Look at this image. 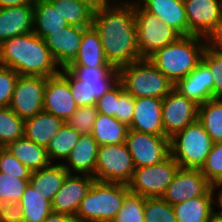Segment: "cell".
Here are the masks:
<instances>
[{
    "instance_id": "obj_1",
    "label": "cell",
    "mask_w": 222,
    "mask_h": 222,
    "mask_svg": "<svg viewBox=\"0 0 222 222\" xmlns=\"http://www.w3.org/2000/svg\"><path fill=\"white\" fill-rule=\"evenodd\" d=\"M92 26L98 32L105 58L112 66L119 68L141 59L134 2L105 5L94 10Z\"/></svg>"
},
{
    "instance_id": "obj_2",
    "label": "cell",
    "mask_w": 222,
    "mask_h": 222,
    "mask_svg": "<svg viewBox=\"0 0 222 222\" xmlns=\"http://www.w3.org/2000/svg\"><path fill=\"white\" fill-rule=\"evenodd\" d=\"M0 65L22 76L48 78L60 72L44 39L33 31L4 40L0 44Z\"/></svg>"
},
{
    "instance_id": "obj_3",
    "label": "cell",
    "mask_w": 222,
    "mask_h": 222,
    "mask_svg": "<svg viewBox=\"0 0 222 222\" xmlns=\"http://www.w3.org/2000/svg\"><path fill=\"white\" fill-rule=\"evenodd\" d=\"M209 43L204 37L181 36L155 52L148 60L175 85L197 67Z\"/></svg>"
},
{
    "instance_id": "obj_4",
    "label": "cell",
    "mask_w": 222,
    "mask_h": 222,
    "mask_svg": "<svg viewBox=\"0 0 222 222\" xmlns=\"http://www.w3.org/2000/svg\"><path fill=\"white\" fill-rule=\"evenodd\" d=\"M129 192L126 184L95 180L81 200L76 213L78 221L112 222Z\"/></svg>"
},
{
    "instance_id": "obj_5",
    "label": "cell",
    "mask_w": 222,
    "mask_h": 222,
    "mask_svg": "<svg viewBox=\"0 0 222 222\" xmlns=\"http://www.w3.org/2000/svg\"><path fill=\"white\" fill-rule=\"evenodd\" d=\"M119 82L134 98L163 99L173 89V83L148 59H140L118 68Z\"/></svg>"
},
{
    "instance_id": "obj_6",
    "label": "cell",
    "mask_w": 222,
    "mask_h": 222,
    "mask_svg": "<svg viewBox=\"0 0 222 222\" xmlns=\"http://www.w3.org/2000/svg\"><path fill=\"white\" fill-rule=\"evenodd\" d=\"M213 142L197 120L170 138V155L181 168L201 169Z\"/></svg>"
},
{
    "instance_id": "obj_7",
    "label": "cell",
    "mask_w": 222,
    "mask_h": 222,
    "mask_svg": "<svg viewBox=\"0 0 222 222\" xmlns=\"http://www.w3.org/2000/svg\"><path fill=\"white\" fill-rule=\"evenodd\" d=\"M134 13L141 59H148L155 52L181 37L175 29L146 11L136 0L134 1Z\"/></svg>"
},
{
    "instance_id": "obj_8",
    "label": "cell",
    "mask_w": 222,
    "mask_h": 222,
    "mask_svg": "<svg viewBox=\"0 0 222 222\" xmlns=\"http://www.w3.org/2000/svg\"><path fill=\"white\" fill-rule=\"evenodd\" d=\"M188 21V36L222 42V0H183Z\"/></svg>"
},
{
    "instance_id": "obj_9",
    "label": "cell",
    "mask_w": 222,
    "mask_h": 222,
    "mask_svg": "<svg viewBox=\"0 0 222 222\" xmlns=\"http://www.w3.org/2000/svg\"><path fill=\"white\" fill-rule=\"evenodd\" d=\"M135 170L126 143L98 147L95 173L96 181L128 184Z\"/></svg>"
},
{
    "instance_id": "obj_10",
    "label": "cell",
    "mask_w": 222,
    "mask_h": 222,
    "mask_svg": "<svg viewBox=\"0 0 222 222\" xmlns=\"http://www.w3.org/2000/svg\"><path fill=\"white\" fill-rule=\"evenodd\" d=\"M179 168L171 155L159 164L135 168L128 189L145 198L162 197Z\"/></svg>"
},
{
    "instance_id": "obj_11",
    "label": "cell",
    "mask_w": 222,
    "mask_h": 222,
    "mask_svg": "<svg viewBox=\"0 0 222 222\" xmlns=\"http://www.w3.org/2000/svg\"><path fill=\"white\" fill-rule=\"evenodd\" d=\"M135 168L152 166L170 156V138L128 129L126 141Z\"/></svg>"
},
{
    "instance_id": "obj_12",
    "label": "cell",
    "mask_w": 222,
    "mask_h": 222,
    "mask_svg": "<svg viewBox=\"0 0 222 222\" xmlns=\"http://www.w3.org/2000/svg\"><path fill=\"white\" fill-rule=\"evenodd\" d=\"M45 85V77L19 75L9 108L24 120L42 112Z\"/></svg>"
},
{
    "instance_id": "obj_13",
    "label": "cell",
    "mask_w": 222,
    "mask_h": 222,
    "mask_svg": "<svg viewBox=\"0 0 222 222\" xmlns=\"http://www.w3.org/2000/svg\"><path fill=\"white\" fill-rule=\"evenodd\" d=\"M77 108L69 88L67 68H62L58 74L46 78L43 111L66 122Z\"/></svg>"
},
{
    "instance_id": "obj_14",
    "label": "cell",
    "mask_w": 222,
    "mask_h": 222,
    "mask_svg": "<svg viewBox=\"0 0 222 222\" xmlns=\"http://www.w3.org/2000/svg\"><path fill=\"white\" fill-rule=\"evenodd\" d=\"M198 107L194 101L173 89L162 101V121L165 136L171 138L198 120Z\"/></svg>"
},
{
    "instance_id": "obj_15",
    "label": "cell",
    "mask_w": 222,
    "mask_h": 222,
    "mask_svg": "<svg viewBox=\"0 0 222 222\" xmlns=\"http://www.w3.org/2000/svg\"><path fill=\"white\" fill-rule=\"evenodd\" d=\"M211 187L200 169L180 167L162 198L173 206L200 197Z\"/></svg>"
},
{
    "instance_id": "obj_16",
    "label": "cell",
    "mask_w": 222,
    "mask_h": 222,
    "mask_svg": "<svg viewBox=\"0 0 222 222\" xmlns=\"http://www.w3.org/2000/svg\"><path fill=\"white\" fill-rule=\"evenodd\" d=\"M94 181L89 175L68 174L51 202L53 212L76 216L81 200Z\"/></svg>"
},
{
    "instance_id": "obj_17",
    "label": "cell",
    "mask_w": 222,
    "mask_h": 222,
    "mask_svg": "<svg viewBox=\"0 0 222 222\" xmlns=\"http://www.w3.org/2000/svg\"><path fill=\"white\" fill-rule=\"evenodd\" d=\"M85 28L87 27L68 25L57 32H52L44 39L60 69L67 68L78 55Z\"/></svg>"
},
{
    "instance_id": "obj_18",
    "label": "cell",
    "mask_w": 222,
    "mask_h": 222,
    "mask_svg": "<svg viewBox=\"0 0 222 222\" xmlns=\"http://www.w3.org/2000/svg\"><path fill=\"white\" fill-rule=\"evenodd\" d=\"M67 69L89 89V106L119 82V72L116 67H85L68 66Z\"/></svg>"
},
{
    "instance_id": "obj_19",
    "label": "cell",
    "mask_w": 222,
    "mask_h": 222,
    "mask_svg": "<svg viewBox=\"0 0 222 222\" xmlns=\"http://www.w3.org/2000/svg\"><path fill=\"white\" fill-rule=\"evenodd\" d=\"M163 99L152 97L135 98L133 119L128 126L131 130L165 136L162 121Z\"/></svg>"
},
{
    "instance_id": "obj_20",
    "label": "cell",
    "mask_w": 222,
    "mask_h": 222,
    "mask_svg": "<svg viewBox=\"0 0 222 222\" xmlns=\"http://www.w3.org/2000/svg\"><path fill=\"white\" fill-rule=\"evenodd\" d=\"M174 89L198 105L214 99V81L209 67L201 60L188 76L174 85Z\"/></svg>"
},
{
    "instance_id": "obj_21",
    "label": "cell",
    "mask_w": 222,
    "mask_h": 222,
    "mask_svg": "<svg viewBox=\"0 0 222 222\" xmlns=\"http://www.w3.org/2000/svg\"><path fill=\"white\" fill-rule=\"evenodd\" d=\"M33 28V5L0 8V44L4 40L30 33Z\"/></svg>"
},
{
    "instance_id": "obj_22",
    "label": "cell",
    "mask_w": 222,
    "mask_h": 222,
    "mask_svg": "<svg viewBox=\"0 0 222 222\" xmlns=\"http://www.w3.org/2000/svg\"><path fill=\"white\" fill-rule=\"evenodd\" d=\"M146 11L175 29L181 36H188V21L183 0H136Z\"/></svg>"
},
{
    "instance_id": "obj_23",
    "label": "cell",
    "mask_w": 222,
    "mask_h": 222,
    "mask_svg": "<svg viewBox=\"0 0 222 222\" xmlns=\"http://www.w3.org/2000/svg\"><path fill=\"white\" fill-rule=\"evenodd\" d=\"M98 143L92 134L81 135L77 145L72 149L62 164L69 174L89 175L95 173Z\"/></svg>"
},
{
    "instance_id": "obj_24",
    "label": "cell",
    "mask_w": 222,
    "mask_h": 222,
    "mask_svg": "<svg viewBox=\"0 0 222 222\" xmlns=\"http://www.w3.org/2000/svg\"><path fill=\"white\" fill-rule=\"evenodd\" d=\"M64 123L53 114L42 111L24 120V137L47 148L50 140L59 132Z\"/></svg>"
},
{
    "instance_id": "obj_25",
    "label": "cell",
    "mask_w": 222,
    "mask_h": 222,
    "mask_svg": "<svg viewBox=\"0 0 222 222\" xmlns=\"http://www.w3.org/2000/svg\"><path fill=\"white\" fill-rule=\"evenodd\" d=\"M212 187L202 196L173 205L177 222H209L215 214Z\"/></svg>"
},
{
    "instance_id": "obj_26",
    "label": "cell",
    "mask_w": 222,
    "mask_h": 222,
    "mask_svg": "<svg viewBox=\"0 0 222 222\" xmlns=\"http://www.w3.org/2000/svg\"><path fill=\"white\" fill-rule=\"evenodd\" d=\"M69 66L114 67L106 60L99 34L93 26L84 29L78 55Z\"/></svg>"
},
{
    "instance_id": "obj_27",
    "label": "cell",
    "mask_w": 222,
    "mask_h": 222,
    "mask_svg": "<svg viewBox=\"0 0 222 222\" xmlns=\"http://www.w3.org/2000/svg\"><path fill=\"white\" fill-rule=\"evenodd\" d=\"M68 174L69 172L60 162L50 163L48 166L32 172L29 184L45 196V199L52 202Z\"/></svg>"
},
{
    "instance_id": "obj_28",
    "label": "cell",
    "mask_w": 222,
    "mask_h": 222,
    "mask_svg": "<svg viewBox=\"0 0 222 222\" xmlns=\"http://www.w3.org/2000/svg\"><path fill=\"white\" fill-rule=\"evenodd\" d=\"M33 6V32L42 39L69 25L50 0H35Z\"/></svg>"
},
{
    "instance_id": "obj_29",
    "label": "cell",
    "mask_w": 222,
    "mask_h": 222,
    "mask_svg": "<svg viewBox=\"0 0 222 222\" xmlns=\"http://www.w3.org/2000/svg\"><path fill=\"white\" fill-rule=\"evenodd\" d=\"M5 148L32 172L51 163L46 148L25 137L9 143Z\"/></svg>"
},
{
    "instance_id": "obj_30",
    "label": "cell",
    "mask_w": 222,
    "mask_h": 222,
    "mask_svg": "<svg viewBox=\"0 0 222 222\" xmlns=\"http://www.w3.org/2000/svg\"><path fill=\"white\" fill-rule=\"evenodd\" d=\"M129 127L117 120L101 113L97 114L91 131L99 146L125 143Z\"/></svg>"
},
{
    "instance_id": "obj_31",
    "label": "cell",
    "mask_w": 222,
    "mask_h": 222,
    "mask_svg": "<svg viewBox=\"0 0 222 222\" xmlns=\"http://www.w3.org/2000/svg\"><path fill=\"white\" fill-rule=\"evenodd\" d=\"M19 204L23 210V222H43L53 212L51 201L45 199L29 183L25 187Z\"/></svg>"
},
{
    "instance_id": "obj_32",
    "label": "cell",
    "mask_w": 222,
    "mask_h": 222,
    "mask_svg": "<svg viewBox=\"0 0 222 222\" xmlns=\"http://www.w3.org/2000/svg\"><path fill=\"white\" fill-rule=\"evenodd\" d=\"M69 25L92 26L94 9L81 0H50Z\"/></svg>"
},
{
    "instance_id": "obj_33",
    "label": "cell",
    "mask_w": 222,
    "mask_h": 222,
    "mask_svg": "<svg viewBox=\"0 0 222 222\" xmlns=\"http://www.w3.org/2000/svg\"><path fill=\"white\" fill-rule=\"evenodd\" d=\"M80 136L81 134L78 131L64 123L46 148L49 161L51 163L60 161L63 164L72 149L77 145Z\"/></svg>"
},
{
    "instance_id": "obj_34",
    "label": "cell",
    "mask_w": 222,
    "mask_h": 222,
    "mask_svg": "<svg viewBox=\"0 0 222 222\" xmlns=\"http://www.w3.org/2000/svg\"><path fill=\"white\" fill-rule=\"evenodd\" d=\"M198 121L213 143L222 142V99H211L199 105Z\"/></svg>"
},
{
    "instance_id": "obj_35",
    "label": "cell",
    "mask_w": 222,
    "mask_h": 222,
    "mask_svg": "<svg viewBox=\"0 0 222 222\" xmlns=\"http://www.w3.org/2000/svg\"><path fill=\"white\" fill-rule=\"evenodd\" d=\"M24 137V119L17 116L9 107H0V146Z\"/></svg>"
},
{
    "instance_id": "obj_36",
    "label": "cell",
    "mask_w": 222,
    "mask_h": 222,
    "mask_svg": "<svg viewBox=\"0 0 222 222\" xmlns=\"http://www.w3.org/2000/svg\"><path fill=\"white\" fill-rule=\"evenodd\" d=\"M210 69L214 81V99H222V42H210L201 59Z\"/></svg>"
},
{
    "instance_id": "obj_37",
    "label": "cell",
    "mask_w": 222,
    "mask_h": 222,
    "mask_svg": "<svg viewBox=\"0 0 222 222\" xmlns=\"http://www.w3.org/2000/svg\"><path fill=\"white\" fill-rule=\"evenodd\" d=\"M145 222H177L173 206L162 197L145 198Z\"/></svg>"
},
{
    "instance_id": "obj_38",
    "label": "cell",
    "mask_w": 222,
    "mask_h": 222,
    "mask_svg": "<svg viewBox=\"0 0 222 222\" xmlns=\"http://www.w3.org/2000/svg\"><path fill=\"white\" fill-rule=\"evenodd\" d=\"M145 197L129 192L112 222H145Z\"/></svg>"
},
{
    "instance_id": "obj_39",
    "label": "cell",
    "mask_w": 222,
    "mask_h": 222,
    "mask_svg": "<svg viewBox=\"0 0 222 222\" xmlns=\"http://www.w3.org/2000/svg\"><path fill=\"white\" fill-rule=\"evenodd\" d=\"M29 180L0 172V203L19 202Z\"/></svg>"
},
{
    "instance_id": "obj_40",
    "label": "cell",
    "mask_w": 222,
    "mask_h": 222,
    "mask_svg": "<svg viewBox=\"0 0 222 222\" xmlns=\"http://www.w3.org/2000/svg\"><path fill=\"white\" fill-rule=\"evenodd\" d=\"M200 171L211 185L222 182V142L213 143Z\"/></svg>"
},
{
    "instance_id": "obj_41",
    "label": "cell",
    "mask_w": 222,
    "mask_h": 222,
    "mask_svg": "<svg viewBox=\"0 0 222 222\" xmlns=\"http://www.w3.org/2000/svg\"><path fill=\"white\" fill-rule=\"evenodd\" d=\"M97 114L98 111L95 105L78 107L65 123L81 135L91 134Z\"/></svg>"
},
{
    "instance_id": "obj_42",
    "label": "cell",
    "mask_w": 222,
    "mask_h": 222,
    "mask_svg": "<svg viewBox=\"0 0 222 222\" xmlns=\"http://www.w3.org/2000/svg\"><path fill=\"white\" fill-rule=\"evenodd\" d=\"M0 172L16 176L20 179H30L32 171L14 157L5 147L0 154Z\"/></svg>"
},
{
    "instance_id": "obj_43",
    "label": "cell",
    "mask_w": 222,
    "mask_h": 222,
    "mask_svg": "<svg viewBox=\"0 0 222 222\" xmlns=\"http://www.w3.org/2000/svg\"><path fill=\"white\" fill-rule=\"evenodd\" d=\"M18 76L13 69L0 65V107H9Z\"/></svg>"
},
{
    "instance_id": "obj_44",
    "label": "cell",
    "mask_w": 222,
    "mask_h": 222,
    "mask_svg": "<svg viewBox=\"0 0 222 222\" xmlns=\"http://www.w3.org/2000/svg\"><path fill=\"white\" fill-rule=\"evenodd\" d=\"M123 91L124 88L122 84L118 82L112 89L99 98L95 104L98 113L114 117L117 113V102L119 95Z\"/></svg>"
},
{
    "instance_id": "obj_45",
    "label": "cell",
    "mask_w": 222,
    "mask_h": 222,
    "mask_svg": "<svg viewBox=\"0 0 222 222\" xmlns=\"http://www.w3.org/2000/svg\"><path fill=\"white\" fill-rule=\"evenodd\" d=\"M134 106L135 98L124 90L119 95L117 113L114 117L129 126L133 119Z\"/></svg>"
},
{
    "instance_id": "obj_46",
    "label": "cell",
    "mask_w": 222,
    "mask_h": 222,
    "mask_svg": "<svg viewBox=\"0 0 222 222\" xmlns=\"http://www.w3.org/2000/svg\"><path fill=\"white\" fill-rule=\"evenodd\" d=\"M68 83L77 107L89 106V89L68 70Z\"/></svg>"
},
{
    "instance_id": "obj_47",
    "label": "cell",
    "mask_w": 222,
    "mask_h": 222,
    "mask_svg": "<svg viewBox=\"0 0 222 222\" xmlns=\"http://www.w3.org/2000/svg\"><path fill=\"white\" fill-rule=\"evenodd\" d=\"M0 222H23V210L19 202L0 203Z\"/></svg>"
},
{
    "instance_id": "obj_48",
    "label": "cell",
    "mask_w": 222,
    "mask_h": 222,
    "mask_svg": "<svg viewBox=\"0 0 222 222\" xmlns=\"http://www.w3.org/2000/svg\"><path fill=\"white\" fill-rule=\"evenodd\" d=\"M43 222H79L76 216L51 212Z\"/></svg>"
},
{
    "instance_id": "obj_49",
    "label": "cell",
    "mask_w": 222,
    "mask_h": 222,
    "mask_svg": "<svg viewBox=\"0 0 222 222\" xmlns=\"http://www.w3.org/2000/svg\"><path fill=\"white\" fill-rule=\"evenodd\" d=\"M212 189H213L214 195H217V196H214V205H216L215 214L222 217V182L212 185ZM215 192H217V194Z\"/></svg>"
},
{
    "instance_id": "obj_50",
    "label": "cell",
    "mask_w": 222,
    "mask_h": 222,
    "mask_svg": "<svg viewBox=\"0 0 222 222\" xmlns=\"http://www.w3.org/2000/svg\"><path fill=\"white\" fill-rule=\"evenodd\" d=\"M35 0H0V8L34 5Z\"/></svg>"
},
{
    "instance_id": "obj_51",
    "label": "cell",
    "mask_w": 222,
    "mask_h": 222,
    "mask_svg": "<svg viewBox=\"0 0 222 222\" xmlns=\"http://www.w3.org/2000/svg\"><path fill=\"white\" fill-rule=\"evenodd\" d=\"M84 3H87L89 6H91L94 10L99 9L102 6H105L106 4L102 0H81Z\"/></svg>"
},
{
    "instance_id": "obj_52",
    "label": "cell",
    "mask_w": 222,
    "mask_h": 222,
    "mask_svg": "<svg viewBox=\"0 0 222 222\" xmlns=\"http://www.w3.org/2000/svg\"><path fill=\"white\" fill-rule=\"evenodd\" d=\"M106 5H125L133 3L135 0H102Z\"/></svg>"
},
{
    "instance_id": "obj_53",
    "label": "cell",
    "mask_w": 222,
    "mask_h": 222,
    "mask_svg": "<svg viewBox=\"0 0 222 222\" xmlns=\"http://www.w3.org/2000/svg\"><path fill=\"white\" fill-rule=\"evenodd\" d=\"M209 222H222V217L214 214V215L211 217V219H210Z\"/></svg>"
}]
</instances>
